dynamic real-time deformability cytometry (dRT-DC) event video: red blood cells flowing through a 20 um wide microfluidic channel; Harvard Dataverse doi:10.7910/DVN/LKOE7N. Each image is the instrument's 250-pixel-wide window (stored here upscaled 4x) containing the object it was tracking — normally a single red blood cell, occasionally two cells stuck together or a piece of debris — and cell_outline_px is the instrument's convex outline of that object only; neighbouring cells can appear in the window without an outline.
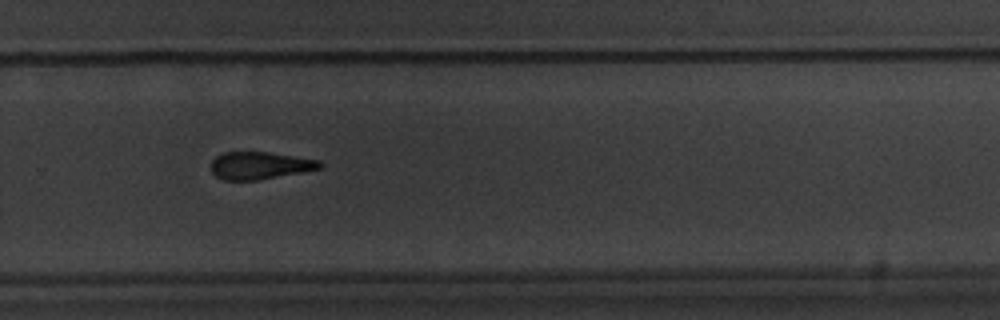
{"species": "common noctule bat (a hibernating species)", "species_latin": "Nyctalus noctula", "temperature_condition": "warm", "stored_images_in_passage": 11, "camera_frame_rate_fps": 3000, "um_per_image_px": 0.085, "animal": {"sex": "male", "body_mass_g": 20.1, "forearm_length_mm": 53.5}, "frame": {"image": 1, "passage_image": 10, "time_ms": 10.333, "image_size_px": [1000, 320], "cell_outline_px": [[324, 164], [320, 168], [300, 172], [256, 180], [224, 180], [216, 176], [212, 172], [212, 160], [216, 156], [224, 152], [268, 152], [320, 160]], "centroid_in_image_um": [22.07, 14.06], "position_along_channel_um": 307.7, "area_um2": 17.17}}